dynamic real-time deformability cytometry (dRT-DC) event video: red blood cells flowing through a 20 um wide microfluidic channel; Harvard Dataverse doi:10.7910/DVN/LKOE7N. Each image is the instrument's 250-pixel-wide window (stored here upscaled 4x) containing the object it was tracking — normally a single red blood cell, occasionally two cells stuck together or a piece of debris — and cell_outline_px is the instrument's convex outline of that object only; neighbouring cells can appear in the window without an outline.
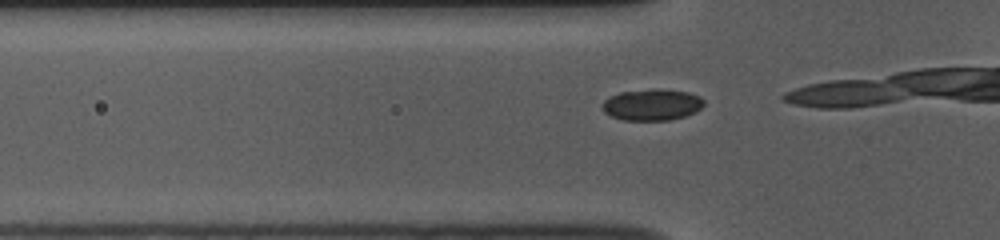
{"species": "common noctule bat (a hibernating species)", "species_latin": "Nyctalus noctula", "temperature_condition": "room temperature", "stored_images_in_passage": 14, "camera_frame_rate_fps": 3000, "um_per_image_px": 0.085, "animal": {"sex": "female", "body_mass_g": 10.0, "forearm_length_mm": 53.1}, "frame": {"image": 1, "passage_image": 12, "time_ms": 3.667, "image_size_px": [1000, 240], "cell_outline_px": [[704, 104], [700, 108], [692, 112], [680, 116], [664, 120], [628, 120], [612, 116], [604, 108], [604, 100], [612, 96], [624, 92], [684, 92], [696, 96]], "centroid_in_image_um": [55.38, 8.95], "position_along_channel_um": 70.4, "area_um2": 16.65}}